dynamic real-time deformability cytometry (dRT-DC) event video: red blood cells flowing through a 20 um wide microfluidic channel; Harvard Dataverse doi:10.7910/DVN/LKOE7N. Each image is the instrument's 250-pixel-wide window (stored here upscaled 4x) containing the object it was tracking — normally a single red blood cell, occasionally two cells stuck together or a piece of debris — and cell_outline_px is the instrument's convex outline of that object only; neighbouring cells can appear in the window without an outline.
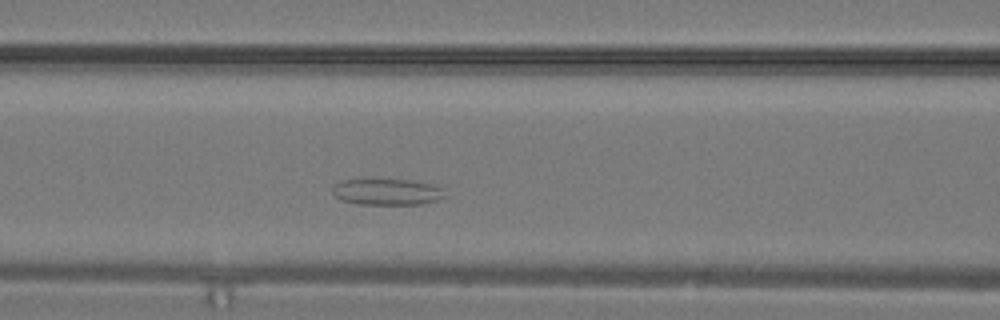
{"species": "common noctule bat (a hibernating species)", "species_latin": "Nyctalus noctula", "temperature_condition": "warm", "stored_images_in_passage": 26, "segment_of_instrument_passage": [2, 2], "camera_frame_rate_fps": 3000, "um_per_image_px": 0.085, "animal": {"sex": "male", "body_mass_g": 19.2, "forearm_length_mm": 51.8}, "frame": {"image": 1, "passage_image": 8, "time_ms": 2.333, "image_size_px": [1000, 320], "cell_outline_px": [[444, 196], [436, 200], [420, 204], [356, 204], [340, 200], [332, 192], [332, 188], [336, 184], [344, 180], [408, 180], [428, 184], [440, 188]], "centroid_in_image_um": [32.82, 16.32], "position_along_channel_um": 133.8, "area_um2": 16.7}}
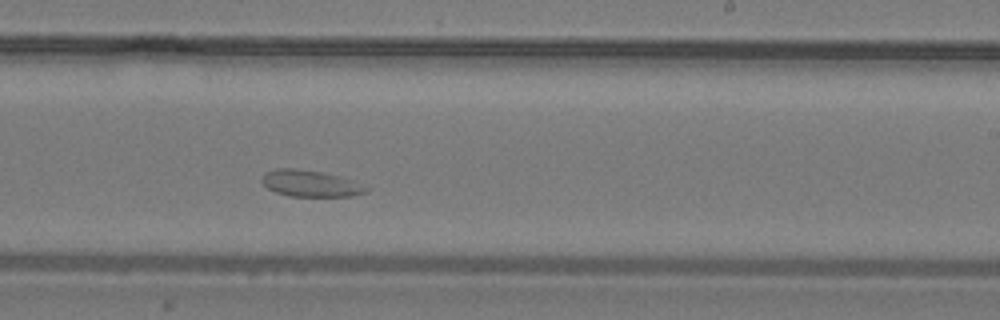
{"frame": {"image": 2, "passage_image": 14, "time_ms": 4.333, "image_size_px": [1000, 320], "cell_outline_px": [[372, 188], [368, 192], [352, 196], [288, 196], [276, 192], [268, 188], [260, 180], [264, 172], [276, 168], [292, 168], [324, 172], [340, 176]], "centroid_in_image_um": [26.4, 15.59], "position_along_channel_um": 262.6, "area_um2": 16.24}}
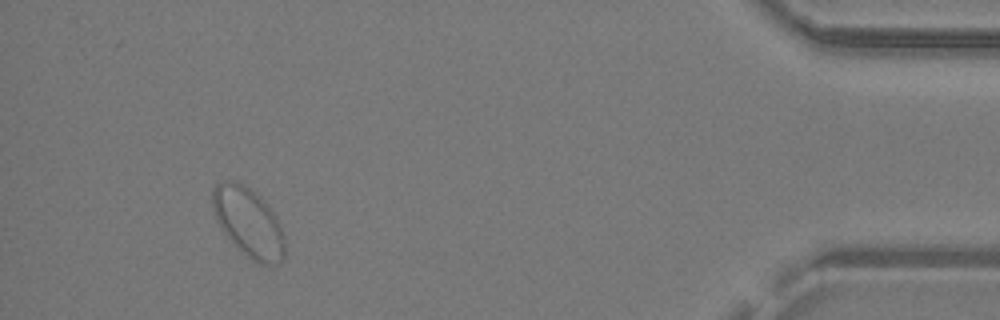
{"frame": {"image": 3, "passage_image": 24, "time_ms": 7.667, "image_size_px": [1000, 320], "cell_outline_px": [[284, 256], [280, 264], [260, 264], [252, 260], [224, 232], [216, 220], [212, 208], [212, 192], [216, 184], [228, 180], [232, 180], [244, 184], [276, 216], [280, 224], [284, 236]], "centroid_in_image_um": [21.11, 18.91], "position_along_channel_um": 414.1, "area_um2": 28.38}}